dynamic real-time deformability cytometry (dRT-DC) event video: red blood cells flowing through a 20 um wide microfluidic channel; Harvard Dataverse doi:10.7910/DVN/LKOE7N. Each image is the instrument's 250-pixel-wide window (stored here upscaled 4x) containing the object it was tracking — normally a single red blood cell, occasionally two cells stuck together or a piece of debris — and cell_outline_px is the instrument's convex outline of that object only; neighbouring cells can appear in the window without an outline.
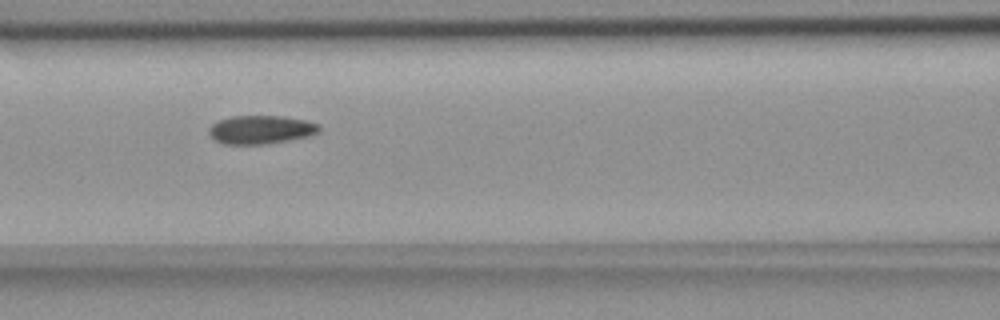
{"species": "common noctule bat (a hibernating species)", "species_latin": "Nyctalus noctula", "temperature_condition": "room temperature", "stored_images_in_passage": 8, "camera_frame_rate_fps": 3000, "um_per_image_px": 0.085, "animal": {"sex": "female", "body_mass_g": 18.4}, "frame": {"image": 1, "passage_image": 5, "time_ms": 1.333, "image_size_px": [1000, 320], "cell_outline_px": [[320, 132], [308, 136], [268, 144], [224, 144], [216, 140], [208, 132], [208, 128], [216, 120], [232, 116], [284, 116], [308, 120], [320, 124]], "centroid_in_image_um": [22.19, 11.01], "position_along_channel_um": 144.4, "area_um2": 18.5}}
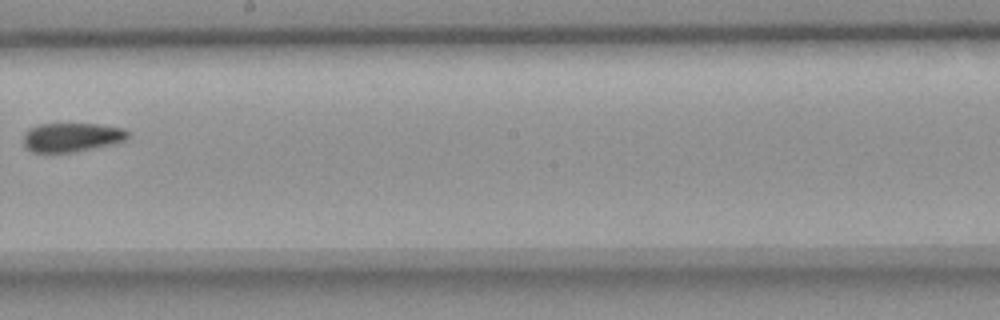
{"frame": {"image": 2, "passage_image": 7, "time_ms": 2.0, "image_size_px": [1000, 320], "cell_outline_px": [[128, 136], [124, 140], [112, 144], [72, 152], [32, 152], [24, 144], [24, 132], [28, 128], [40, 124], [96, 124], [124, 128], [128, 132]], "centroid_in_image_um": [6.07, 11.66], "position_along_channel_um": 242.1, "area_um2": 17.46}}
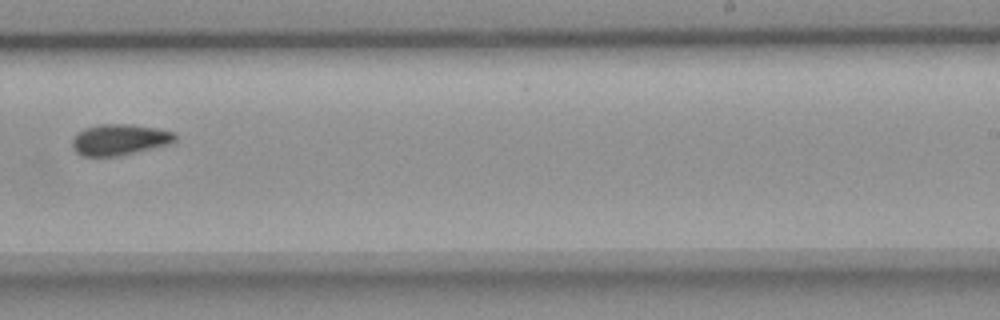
{"frame": {"image": 3, "passage_image": 8, "time_ms": 2.333, "image_size_px": [1000, 320], "cell_outline_px": [[176, 140], [164, 144], [116, 156], [84, 156], [76, 152], [72, 148], [72, 140], [76, 132], [84, 128], [100, 124], [132, 124], [156, 128], [172, 132], [176, 136]], "centroid_in_image_um": [10.06, 11.85], "position_along_channel_um": 278.9, "area_um2": 18.21}}